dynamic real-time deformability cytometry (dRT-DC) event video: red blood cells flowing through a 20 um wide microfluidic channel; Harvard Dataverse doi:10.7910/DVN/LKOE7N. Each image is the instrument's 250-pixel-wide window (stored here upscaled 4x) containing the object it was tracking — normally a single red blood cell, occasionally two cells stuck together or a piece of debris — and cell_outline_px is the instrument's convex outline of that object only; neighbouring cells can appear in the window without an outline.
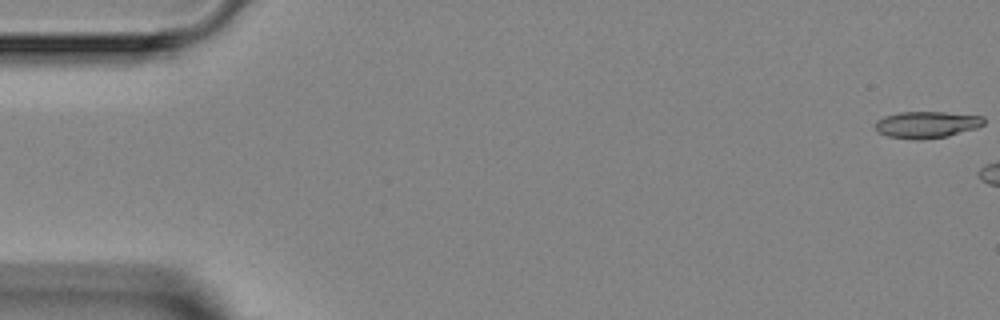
{"species": "Egyptian fruit bat (a non-hibernating species)", "species_latin": "Rousettus aegyptiacus", "temperature_condition": "room temperature", "stored_images_in_passage": 3, "camera_frame_rate_fps": 3000, "um_per_image_px": 0.085, "animal": {"sex": "female"}, "frame": {"image": 1, "passage_image": 1, "time_ms": 0.0, "image_size_px": [1000, 320], "cell_outline_px": [[984, 124], [976, 128], [948, 136], [920, 140], [912, 140], [888, 136], [880, 132], [876, 128], [876, 120], [884, 116], [900, 112], [944, 112], [984, 116]], "centroid_in_image_um": [78.78, 10.59], "position_along_channel_um": 6.2, "area_um2": 16.88}}